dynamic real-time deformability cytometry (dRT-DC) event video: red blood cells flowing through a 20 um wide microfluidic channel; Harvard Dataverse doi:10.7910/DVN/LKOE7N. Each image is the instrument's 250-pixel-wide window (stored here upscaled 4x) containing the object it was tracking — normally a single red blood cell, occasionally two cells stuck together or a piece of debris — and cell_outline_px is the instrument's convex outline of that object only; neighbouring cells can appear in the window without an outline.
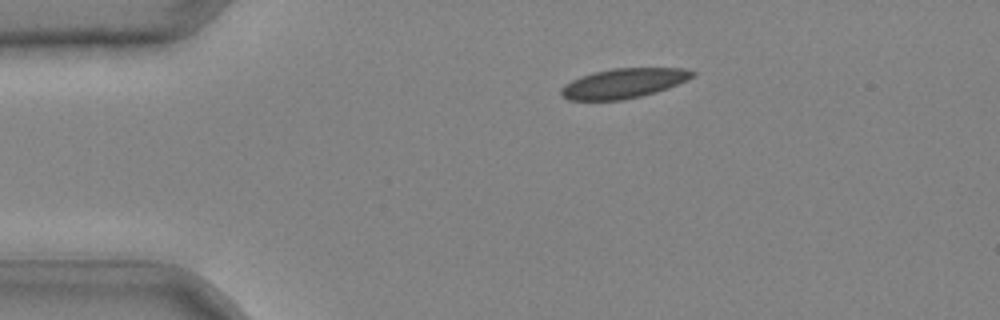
{"species": "common noctule bat (a hibernating species)", "species_latin": "Nyctalus noctula", "temperature_condition": "cold", "stored_images_in_passage": 31, "camera_frame_rate_fps": 3000, "um_per_image_px": 0.085, "animal": {"sex": "male", "body_mass_g": 20.4}, "frame": {"image": 1, "passage_image": 1, "time_ms": 0.0, "image_size_px": [1000, 320], "cell_outline_px": [[696, 72], [692, 76], [668, 88], [656, 92], [624, 100], [568, 100], [560, 96], [560, 88], [564, 84], [580, 76], [592, 72], [612, 68], [684, 68]], "centroid_in_image_um": [52.93, 7.08], "position_along_channel_um": 32.1, "area_um2": 22.77}}
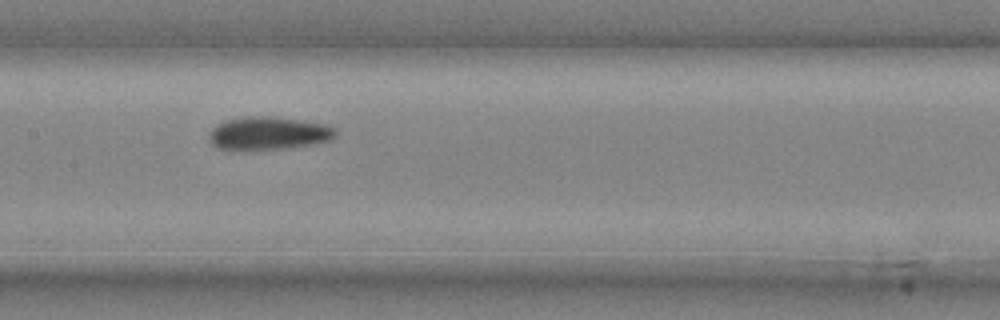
{"frame": {"image": 2, "passage_image": 14, "time_ms": 4.333, "image_size_px": [1000, 320], "cell_outline_px": [[336, 136], [328, 140], [308, 144], [280, 148], [244, 152], [216, 148], [208, 140], [208, 132], [216, 124], [224, 120], [244, 116], [276, 116], [328, 124], [336, 128]], "centroid_in_image_um": [22.72, 11.33], "position_along_channel_um": 184.7, "area_um2": 25.03}}
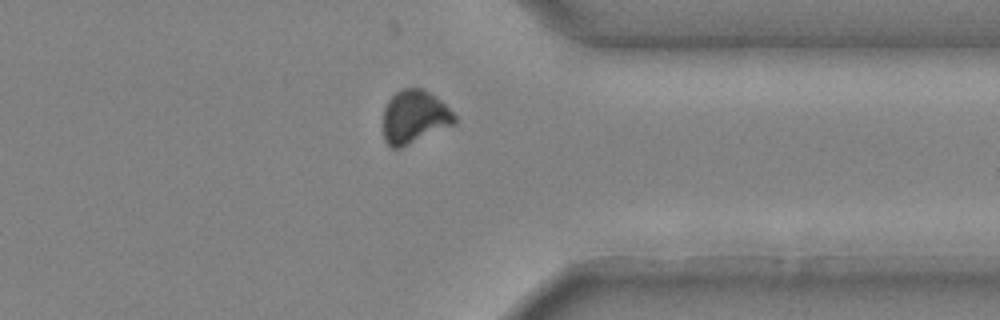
{"frame": {"image": 3, "passage_image": 27, "time_ms": 8.667, "image_size_px": [1000, 320], "cell_outline_px": [[456, 124], [400, 148], [392, 148], [384, 140], [384, 108], [388, 100], [400, 88], [424, 88], [436, 96], [456, 116]], "centroid_in_image_um": [35.23, 9.92], "position_along_channel_um": 376.2, "area_um2": 22.2}}